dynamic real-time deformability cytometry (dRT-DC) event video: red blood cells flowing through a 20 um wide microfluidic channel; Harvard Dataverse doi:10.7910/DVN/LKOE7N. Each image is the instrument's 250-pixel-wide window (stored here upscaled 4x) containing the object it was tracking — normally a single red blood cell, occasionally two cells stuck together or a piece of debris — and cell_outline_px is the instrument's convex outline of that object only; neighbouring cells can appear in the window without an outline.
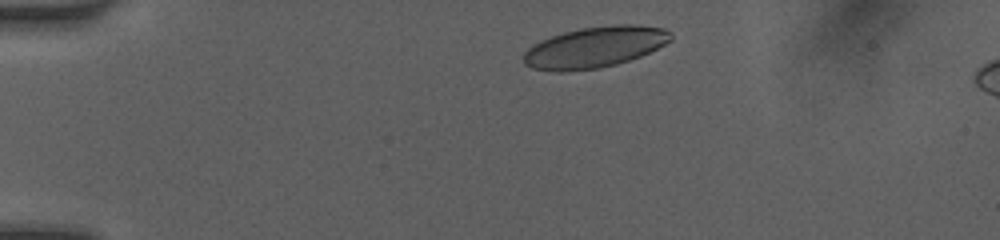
{"species": "human", "species_latin": "Homo sapiens", "temperature_condition": "room temperature", "stored_images_in_passage": 5, "camera_frame_rate_fps": 3000, "um_per_image_px": 0.085, "donor": {"sex": "female"}, "frame": {"image": 1, "passage_image": 1, "time_ms": 0.0, "image_size_px": [1000, 240], "cell_outline_px": [[672, 40], [640, 56], [616, 64], [600, 68], [564, 72], [556, 72], [532, 68], [524, 64], [524, 52], [528, 48], [540, 40], [564, 32], [580, 28], [612, 24], [636, 24], [664, 28], [672, 32]], "centroid_in_image_um": [50.55, 4.0], "position_along_channel_um": 34.4, "area_um2": 35.32}}
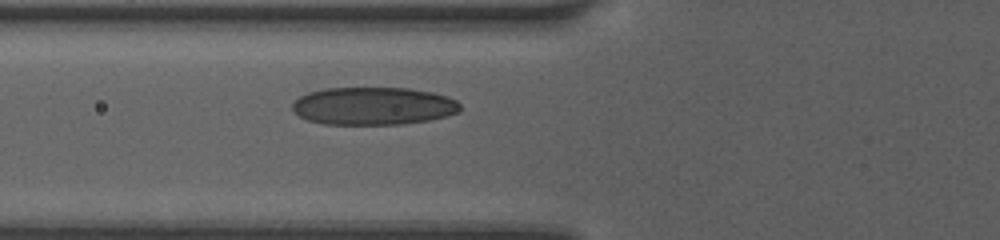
{"frame": {"image": 2, "passage_image": 5, "time_ms": 3.0, "image_size_px": [1000, 240], "cell_outline_px": [[460, 112], [448, 116], [428, 120], [400, 124], [324, 124], [308, 120], [300, 116], [292, 108], [292, 104], [300, 96], [308, 92], [324, 88], [408, 88], [432, 92], [448, 96], [456, 100], [460, 104]], "centroid_in_image_um": [31.76, 9.0], "position_along_channel_um": 94.0, "area_um2": 36.99}}